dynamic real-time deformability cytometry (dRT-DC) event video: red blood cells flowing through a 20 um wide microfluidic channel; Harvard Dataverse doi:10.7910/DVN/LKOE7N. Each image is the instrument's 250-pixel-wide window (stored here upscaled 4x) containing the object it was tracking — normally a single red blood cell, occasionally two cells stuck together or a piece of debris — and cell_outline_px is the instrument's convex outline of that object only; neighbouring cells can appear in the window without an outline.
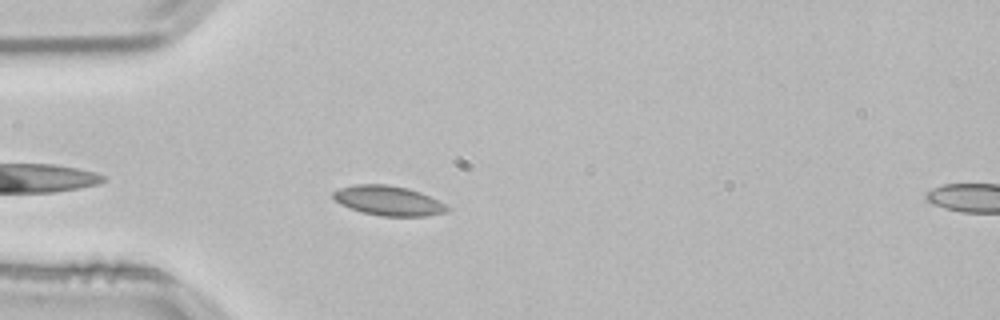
{"species": "common noctule bat (a hibernating species)", "species_latin": "Nyctalus noctula", "temperature_condition": "room temperature", "stored_images_in_passage": 37, "camera_frame_rate_fps": 3000, "um_per_image_px": 0.085, "animal": {"sex": "male", "body_mass_g": 21.5, "forearm_length_mm": 52.0}, "frame": {"image": 1, "passage_image": 4, "time_ms": 1.0, "image_size_px": [1000, 320], "cell_outline_px": [[452, 208], [448, 212], [428, 216], [380, 216], [364, 212], [340, 204], [332, 196], [332, 192], [340, 188], [352, 184], [388, 184], [408, 188], [420, 192]], "centroid_in_image_um": [33.03, 17.05], "position_along_channel_um": 52.0, "area_um2": 19.71}}
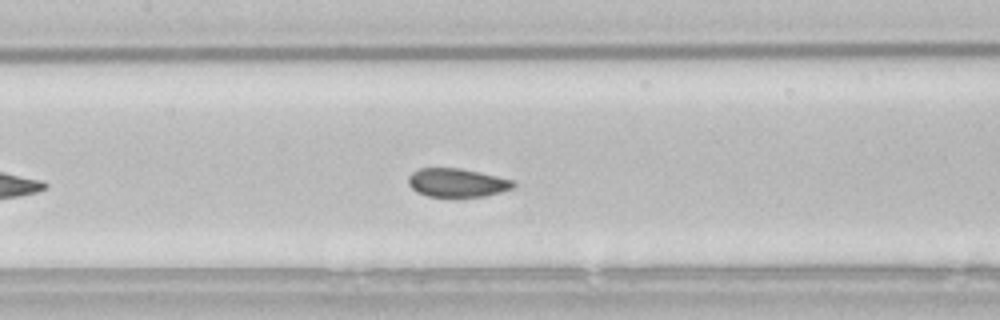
{"frame": {"image": 2, "passage_image": 14, "time_ms": 4.333, "image_size_px": [1000, 320], "cell_outline_px": [[516, 184], [512, 188], [500, 192], [484, 196], [428, 196], [416, 192], [408, 184], [408, 176], [412, 172], [420, 168], [460, 168], [480, 172], [512, 180]], "centroid_in_image_um": [38.82, 15.52], "position_along_channel_um": 168.6, "area_um2": 17.34}}
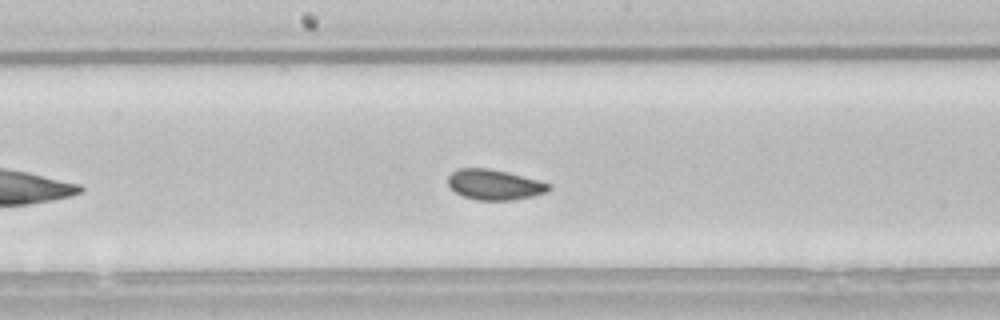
{"frame": {"image": 3, "passage_image": 17, "time_ms": 5.333, "image_size_px": [1000, 320], "cell_outline_px": [[552, 188], [544, 192], [532, 196], [512, 200], [476, 200], [464, 196], [456, 192], [448, 184], [448, 176], [456, 168], [488, 168], [508, 172], [552, 184]], "centroid_in_image_um": [42.02, 15.68], "position_along_channel_um": 206.2, "area_um2": 17.74}, "authors_computed_cell_mechanics": {"area_um2": 18.5538, "velocity_mm_per_s": 3.7751, "shape_relaxation_time_tau1_ms": 2.4859, "shape_relaxation_time_tau2_ms": null, "deformation_change_tau1": 0.0515, "deformation_change_tau2": null}}